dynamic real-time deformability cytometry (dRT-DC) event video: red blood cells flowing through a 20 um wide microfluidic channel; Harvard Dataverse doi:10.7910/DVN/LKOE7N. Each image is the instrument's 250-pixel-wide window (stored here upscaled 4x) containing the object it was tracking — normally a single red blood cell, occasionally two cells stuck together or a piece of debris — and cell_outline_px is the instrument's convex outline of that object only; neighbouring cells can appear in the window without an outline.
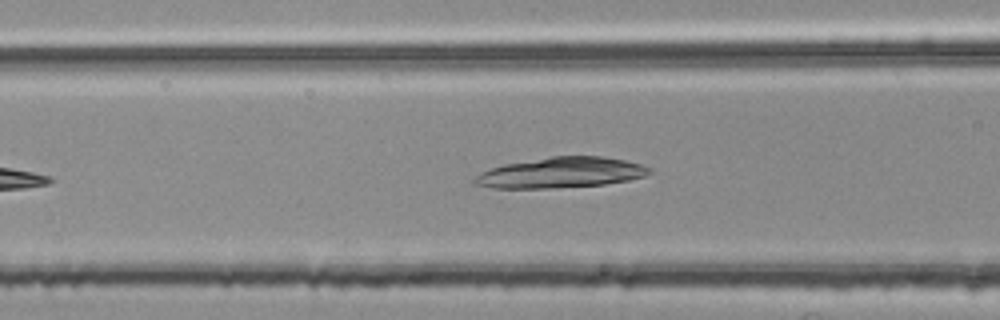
{"species": "common noctule bat (a hibernating species)", "species_latin": "Nyctalus noctula", "temperature_condition": "room temperature", "stored_images_in_passage": 36, "camera_frame_rate_fps": 3000, "um_per_image_px": 0.085, "animal": {"sex": "female", "body_mass_g": 25.1}, "frame": {"image": 1, "passage_image": 11, "time_ms": 3.333, "image_size_px": [1000, 320], "cell_outline_px": [[652, 172], [644, 176], [628, 180], [604, 184], [548, 188], [492, 188], [472, 184], [472, 180], [480, 172], [504, 164], [552, 156], [600, 156], [624, 160], [640, 164], [652, 168]], "centroid_in_image_um": [47.65, 14.67], "position_along_channel_um": 118.9, "area_um2": 30.98}}
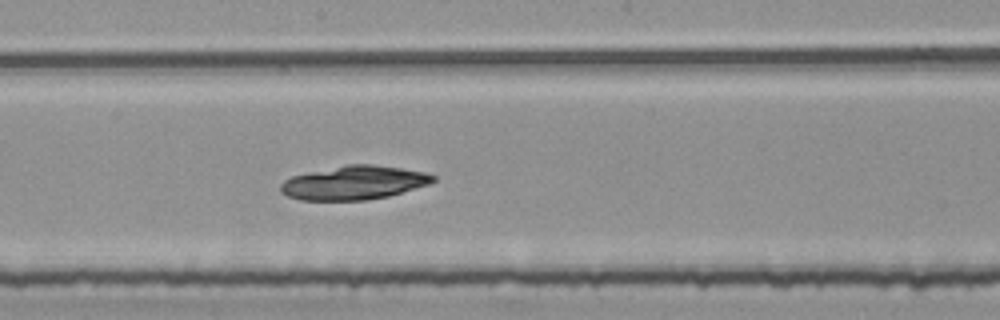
{"frame": {"image": 2, "passage_image": 19, "time_ms": 6.0, "image_size_px": [1000, 320], "cell_outline_px": [[436, 180], [428, 184], [388, 196], [364, 200], [300, 200], [288, 196], [280, 192], [280, 184], [284, 180], [292, 176], [348, 164], [372, 164], [400, 168], [424, 172], [436, 176]], "centroid_in_image_um": [30.07, 15.53], "position_along_channel_um": 218.1, "area_um2": 29.71}}
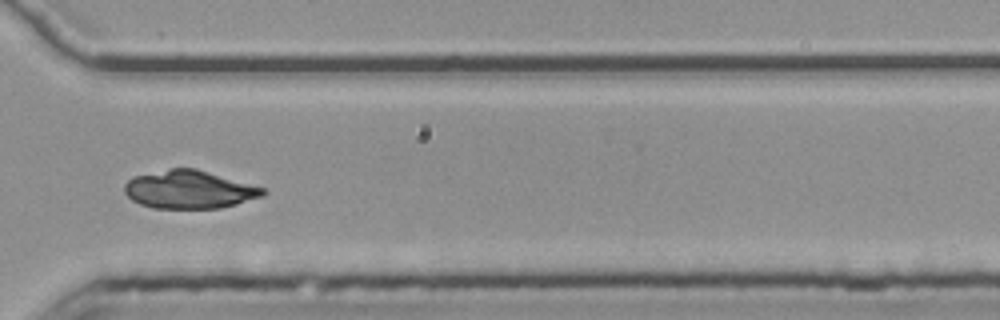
{"frame": {"image": 3, "passage_image": 30, "time_ms": 9.667, "image_size_px": [1000, 320], "cell_outline_px": [[268, 192], [264, 196], [236, 204], [220, 208], [152, 208], [140, 204], [132, 200], [124, 192], [124, 184], [132, 176], [172, 168], [196, 168], [264, 188]], "centroid_in_image_um": [16.08, 16.11], "position_along_channel_um": 354.5, "area_um2": 30.75}}